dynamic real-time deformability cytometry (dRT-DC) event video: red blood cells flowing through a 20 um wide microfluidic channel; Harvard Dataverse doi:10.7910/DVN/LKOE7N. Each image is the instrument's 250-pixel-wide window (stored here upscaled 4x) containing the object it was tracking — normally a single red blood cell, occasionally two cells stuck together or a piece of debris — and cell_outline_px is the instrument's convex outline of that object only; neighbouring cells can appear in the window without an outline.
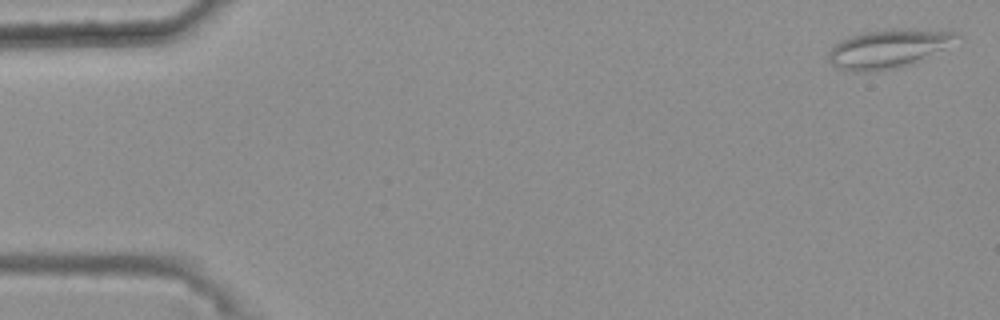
{"species": "common noctule bat (a hibernating species)", "species_latin": "Nyctalus noctula", "temperature_condition": "warm", "stored_images_in_passage": 49, "camera_frame_rate_fps": 3000, "um_per_image_px": 0.085, "animal": {"sex": "female", "body_mass_g": 25.1}, "frame": {"image": 1, "passage_image": 1, "time_ms": 0.0, "image_size_px": [1000, 320], "cell_outline_px": [[964, 36], [944, 48], [912, 64], [896, 68], [868, 72], [844, 72], [836, 68], [828, 60], [828, 52], [832, 44], [840, 40], [864, 32], [892, 28], [908, 28], [956, 32]], "centroid_in_image_um": [75.46, 4.14], "position_along_channel_um": 9.5, "area_um2": 29.3}}
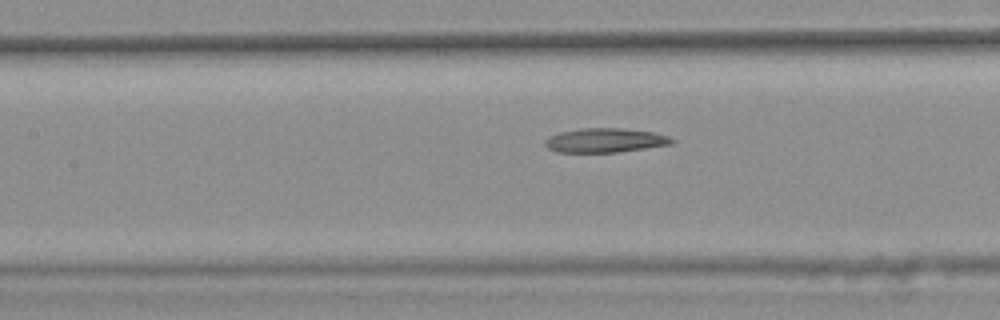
{"frame": {"image": 2, "passage_image": 24, "time_ms": 7.667, "image_size_px": [1000, 320], "cell_outline_px": [[676, 140], [672, 144], [620, 152], [556, 152], [548, 148], [544, 144], [544, 140], [548, 136], [560, 132], [580, 128], [624, 128], [652, 132], [668, 136]], "centroid_in_image_um": [51.42, 11.93], "position_along_channel_um": 156.0, "area_um2": 18.03}}
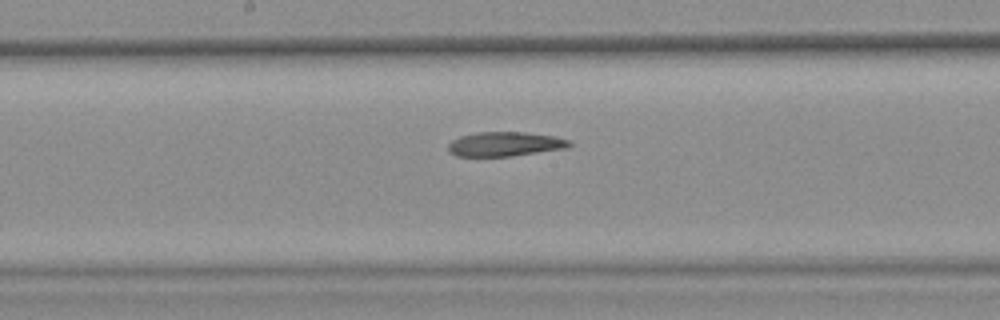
{"frame": {"image": 3, "passage_image": 28, "time_ms": 9.0, "image_size_px": [1000, 320], "cell_outline_px": [[572, 144], [568, 148], [512, 156], [456, 156], [448, 152], [448, 144], [452, 140], [460, 136], [476, 132], [524, 132], [556, 136], [568, 140]], "centroid_in_image_um": [42.92, 12.24], "position_along_channel_um": 205.3, "area_um2": 17.34}, "authors_computed_cell_mechanics": {"area_um2": 18.2648, "velocity_mm_per_s": 3.7154, "shape_relaxation_time_tau1_ms": null, "shape_relaxation_time_tau2_ms": 8.1221, "deformation_change_tau1": null, "deformation_change_tau2": 0.1946}}